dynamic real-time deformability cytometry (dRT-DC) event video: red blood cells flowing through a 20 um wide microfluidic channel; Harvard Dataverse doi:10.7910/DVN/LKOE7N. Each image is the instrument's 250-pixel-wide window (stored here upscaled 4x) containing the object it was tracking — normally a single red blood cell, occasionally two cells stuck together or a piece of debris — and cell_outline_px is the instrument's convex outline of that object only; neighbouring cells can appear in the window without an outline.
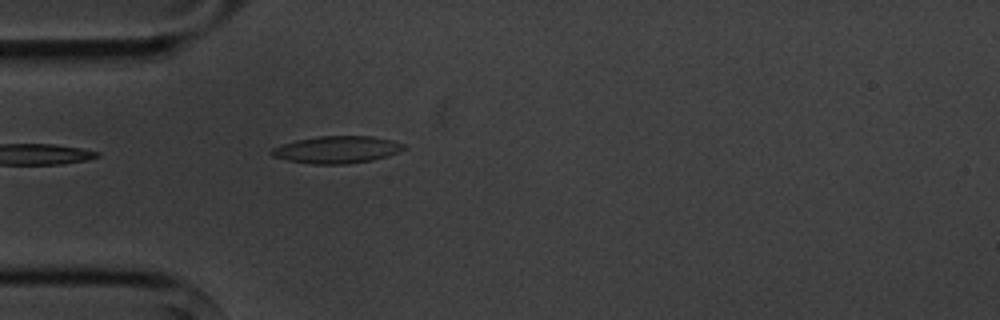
{"species": "common noctule bat (a hibernating species)", "species_latin": "Nyctalus noctula", "temperature_condition": "cold", "stored_images_in_passage": 5, "camera_frame_rate_fps": 3000, "um_per_image_px": 0.085, "animal": {"sex": "male", "body_mass_g": 20.1, "forearm_length_mm": 53.5}, "frame": {"image": 1, "passage_image": 5, "time_ms": 5.0, "image_size_px": [1000, 320], "cell_outline_px": [[408, 148], [372, 160], [348, 164], [312, 164], [288, 160], [272, 156], [268, 152], [272, 148], [280, 144], [296, 140], [316, 136], [372, 136], [392, 140], [404, 144]], "centroid_in_image_um": [28.59, 12.71], "position_along_channel_um": 56.4, "area_um2": 20.98}}